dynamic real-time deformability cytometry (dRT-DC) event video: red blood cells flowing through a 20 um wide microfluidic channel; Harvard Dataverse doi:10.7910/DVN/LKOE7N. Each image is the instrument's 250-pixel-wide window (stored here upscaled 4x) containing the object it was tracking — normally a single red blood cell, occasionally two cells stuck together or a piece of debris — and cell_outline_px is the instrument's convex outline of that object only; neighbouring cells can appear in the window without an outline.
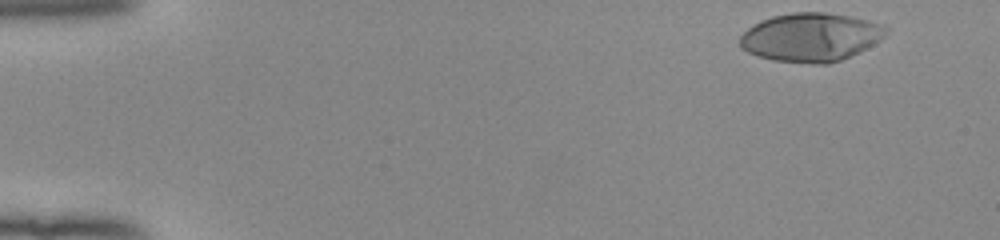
{"species": "human", "species_latin": "Homo sapiens", "temperature_condition": "room temperature", "stored_images_in_passage": 49, "camera_frame_rate_fps": 3000, "um_per_image_px": 0.085, "donor": {"sex": "female"}, "frame": {"image": 1, "passage_image": 1, "time_ms": 0.0, "image_size_px": [1000, 240], "cell_outline_px": [[888, 32], [880, 40], [840, 60], [828, 64], [812, 64], [772, 60], [756, 56], [740, 48], [740, 36], [752, 24], [760, 20], [772, 16], [792, 12], [824, 12], [848, 16], [888, 24]], "centroid_in_image_um": [68.9, 3.15], "position_along_channel_um": 16.1, "area_um2": 41.5}}
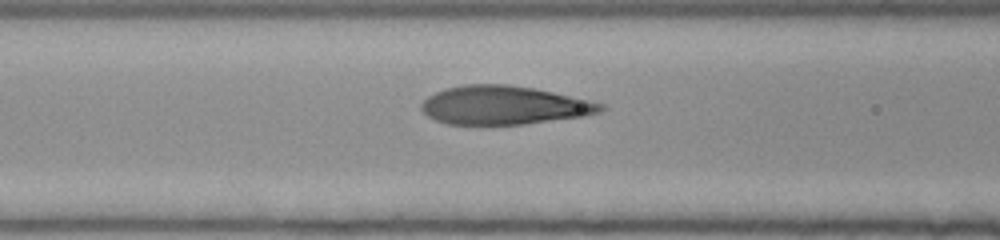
{"frame": {"image": 2, "passage_image": 19, "time_ms": 6.0, "image_size_px": [1000, 240], "cell_outline_px": [[604, 108], [600, 112], [584, 116], [524, 124], [448, 124], [436, 120], [428, 116], [420, 108], [420, 104], [428, 96], [444, 88], [464, 84], [508, 84], [532, 88], [552, 92], [588, 100], [604, 104]], "centroid_in_image_um": [42.8, 8.94], "position_along_channel_um": 123.8, "area_um2": 40.11}}
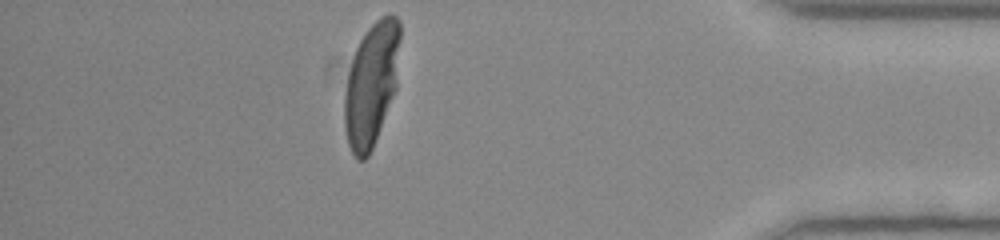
{"frame": {"image": 3, "passage_image": 43, "time_ms": 14.0, "image_size_px": [1000, 240], "cell_outline_px": [[400, 40], [396, 88], [372, 148], [368, 156], [364, 160], [356, 160], [348, 144], [344, 124], [344, 96], [348, 72], [356, 48], [360, 40], [368, 28], [380, 16], [388, 12], [396, 16], [400, 20]], "centroid_in_image_um": [31.57, 7.12], "position_along_channel_um": 403.6, "area_um2": 40.0}, "authors_computed_cell_mechanics": {"area_um2": 40.1132, "velocity_mm_per_s": 3.9638, "shape_relaxation_time_tau1_ms": 4.0883, "shape_relaxation_time_tau2_ms": null, "deformation_change_tau1": 0.2592, "deformation_change_tau2": null}}